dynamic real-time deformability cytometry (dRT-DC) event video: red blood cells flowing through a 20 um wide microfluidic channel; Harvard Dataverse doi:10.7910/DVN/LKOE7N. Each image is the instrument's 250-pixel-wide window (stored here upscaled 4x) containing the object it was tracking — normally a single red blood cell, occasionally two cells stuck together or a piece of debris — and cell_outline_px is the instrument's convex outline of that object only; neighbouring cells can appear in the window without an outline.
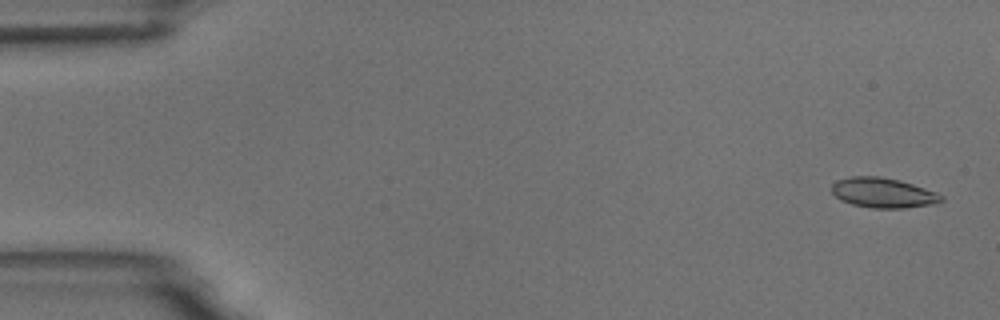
{"species": "common noctule bat (a hibernating species)", "species_latin": "Nyctalus noctula", "temperature_condition": "room temperature", "stored_images_in_passage": 5, "camera_frame_rate_fps": 3000, "um_per_image_px": 0.085, "animal": {"sex": "male", "body_mass_g": 18.8}, "frame": {"image": 1, "passage_image": 1, "time_ms": 0.0, "image_size_px": [1000, 320], "cell_outline_px": [[944, 200], [932, 204], [904, 208], [872, 208], [852, 204], [840, 200], [832, 192], [832, 184], [836, 180], [852, 176], [880, 176], [900, 180], [936, 192], [944, 196]], "centroid_in_image_um": [75.05, 16.38], "position_along_channel_um": 9.9, "area_um2": 19.13}}
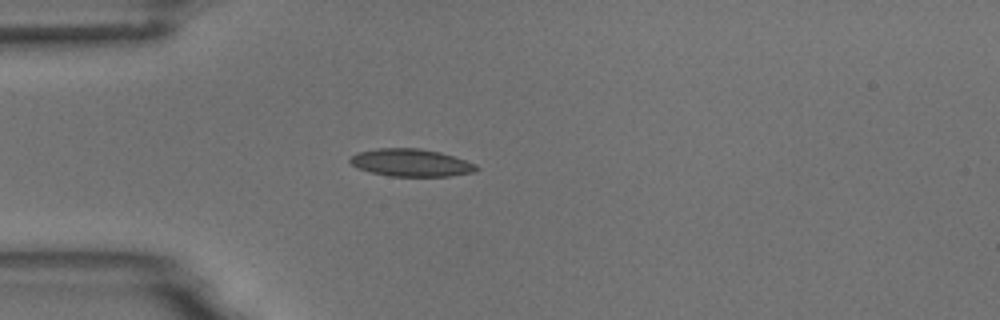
{"frame": {"image": 2, "passage_image": 5, "time_ms": 4.333, "image_size_px": [1000, 320], "cell_outline_px": [[480, 168], [472, 172], [448, 176], [388, 176], [356, 168], [348, 160], [356, 152], [376, 148], [420, 148], [440, 152], [476, 164]], "centroid_in_image_um": [34.89, 13.82], "position_along_channel_um": 50.1, "area_um2": 20.23}}